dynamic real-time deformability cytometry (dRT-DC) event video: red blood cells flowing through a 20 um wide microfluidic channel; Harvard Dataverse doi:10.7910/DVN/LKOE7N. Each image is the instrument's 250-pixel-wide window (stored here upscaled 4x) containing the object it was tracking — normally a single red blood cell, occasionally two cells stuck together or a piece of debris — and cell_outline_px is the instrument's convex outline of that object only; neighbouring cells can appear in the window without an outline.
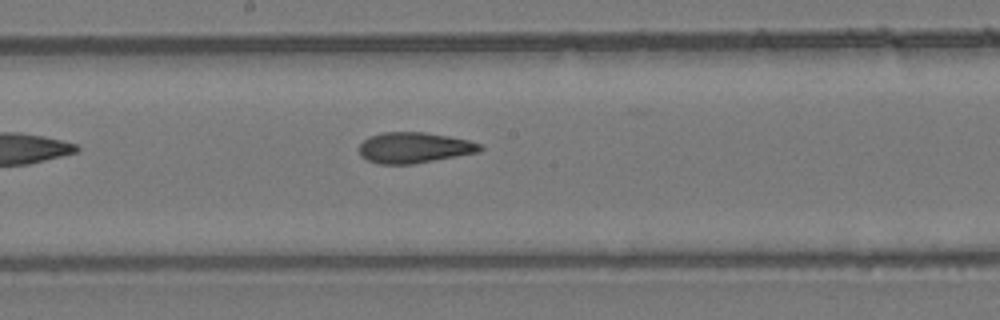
{"species": "common noctule bat (a hibernating species)", "species_latin": "Nyctalus noctula", "temperature_condition": "room temperature", "stored_images_in_passage": 6, "camera_frame_rate_fps": 3000, "um_per_image_px": 0.085, "animal": {"sex": "female", "body_mass_g": 24.6, "forearm_length_mm": 56.2}, "frame": {"image": 1, "passage_image": 6, "time_ms": 1.667, "image_size_px": [1000, 320], "cell_outline_px": [[484, 148], [480, 152], [412, 164], [380, 164], [368, 160], [360, 156], [360, 144], [368, 136], [384, 132], [424, 132], [448, 136], [468, 140], [484, 144]], "centroid_in_image_um": [35.23, 12.55], "position_along_channel_um": 213.0, "area_um2": 21.73}}